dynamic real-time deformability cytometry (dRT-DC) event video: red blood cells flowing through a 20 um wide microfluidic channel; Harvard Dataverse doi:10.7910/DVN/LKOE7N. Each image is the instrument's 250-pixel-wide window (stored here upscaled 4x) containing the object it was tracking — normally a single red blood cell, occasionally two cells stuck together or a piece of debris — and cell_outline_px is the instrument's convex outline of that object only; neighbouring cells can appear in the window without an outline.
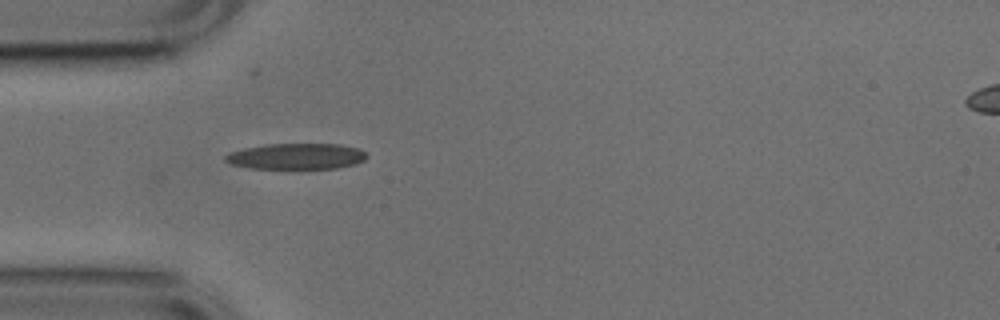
{"species": "common noctule bat (a hibernating species)", "species_latin": "Nyctalus noctula", "temperature_condition": "cold", "stored_images_in_passage": 38, "camera_frame_rate_fps": 3000, "um_per_image_px": 0.085, "animal": {"sex": "male", "body_mass_g": 17.9, "forearm_length_mm": 54.2}, "frame": {"image": 1, "passage_image": 1, "time_ms": 0.0, "image_size_px": [1000, 320], "cell_outline_px": [[368, 156], [364, 160], [356, 164], [336, 168], [288, 172], [248, 168], [232, 164], [224, 160], [224, 156], [228, 152], [244, 148], [264, 144], [340, 144], [360, 148]], "centroid_in_image_um": [25.16, 13.34], "position_along_channel_um": 59.8, "area_um2": 22.72}}
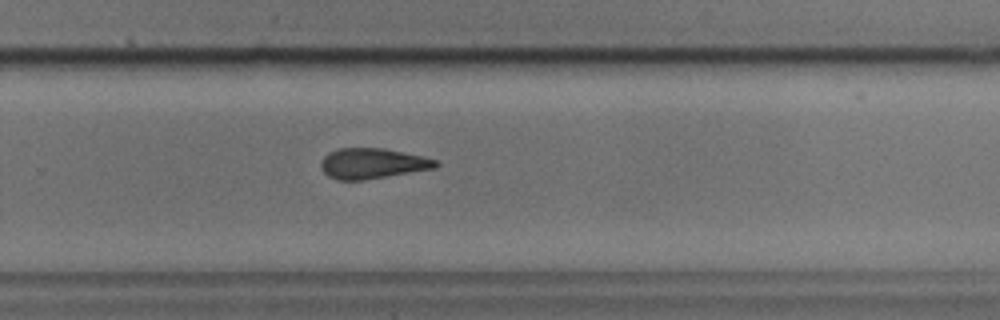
{"frame": {"image": 2, "passage_image": 20, "time_ms": 6.333, "image_size_px": [1000, 320], "cell_outline_px": [[440, 164], [436, 168], [364, 180], [336, 180], [328, 176], [320, 168], [320, 164], [324, 156], [328, 152], [340, 148], [384, 148], [420, 156], [436, 160]], "centroid_in_image_um": [31.62, 13.9], "position_along_channel_um": 298.2, "area_um2": 20.35}}
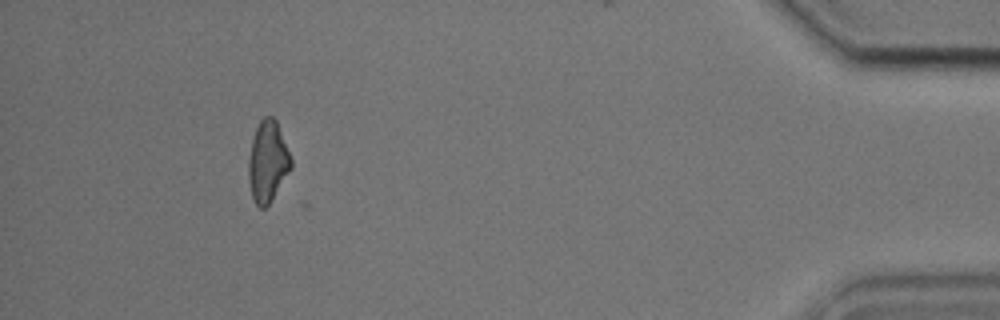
{"frame": {"image": 3, "passage_image": 34, "time_ms": 11.0, "image_size_px": [1000, 320], "cell_outline_px": [[292, 168], [268, 204], [264, 208], [260, 208], [256, 204], [252, 196], [248, 176], [248, 160], [252, 140], [256, 128], [260, 120], [264, 116], [272, 116], [276, 120], [292, 160]], "centroid_in_image_um": [22.75, 13.72], "position_along_channel_um": 412.5, "area_um2": 19.83}, "authors_computed_cell_mechanics": {"area_um2": 20.4323, "velocity_mm_per_s": 3.7883, "shape_relaxation_time_tau1_ms": 6.9152, "shape_relaxation_time_tau2_ms": 3.9349, "deformation_change_tau1": 0.1918, "deformation_change_tau2": 0.1463}}